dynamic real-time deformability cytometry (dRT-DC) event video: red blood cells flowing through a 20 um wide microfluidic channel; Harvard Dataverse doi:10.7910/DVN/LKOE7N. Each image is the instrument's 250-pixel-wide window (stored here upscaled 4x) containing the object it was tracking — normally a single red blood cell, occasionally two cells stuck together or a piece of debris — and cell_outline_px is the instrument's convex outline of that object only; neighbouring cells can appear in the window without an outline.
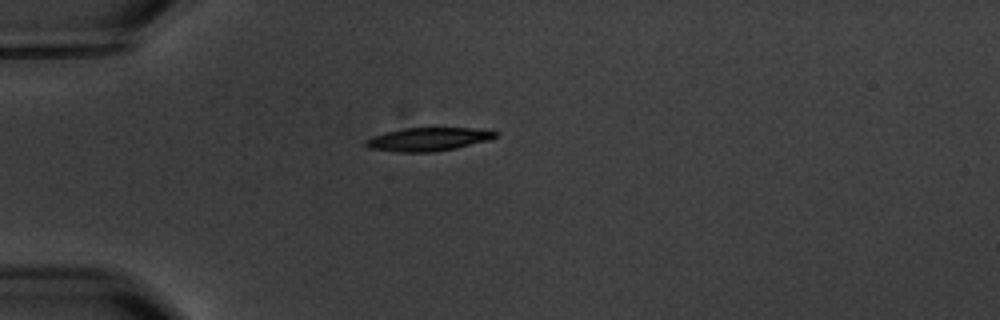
{"species": "common noctule bat (a hibernating species)", "species_latin": "Nyctalus noctula", "temperature_condition": "warm", "stored_images_in_passage": 1, "camera_frame_rate_fps": 3000, "um_per_image_px": 0.085, "animal": {"sex": "male", "body_mass_g": 20.1, "forearm_length_mm": 53.5}, "frame": {"image": 1, "passage_image": 1, "time_ms": 0.0, "image_size_px": [1000, 320], "cell_outline_px": [[496, 136], [488, 140], [456, 148], [432, 152], [396, 152], [368, 148], [364, 144], [364, 140], [372, 136], [384, 132], [404, 128], [492, 128], [496, 132]], "centroid_in_image_um": [36.38, 11.83], "position_along_channel_um": 48.6, "area_um2": 17.86}}